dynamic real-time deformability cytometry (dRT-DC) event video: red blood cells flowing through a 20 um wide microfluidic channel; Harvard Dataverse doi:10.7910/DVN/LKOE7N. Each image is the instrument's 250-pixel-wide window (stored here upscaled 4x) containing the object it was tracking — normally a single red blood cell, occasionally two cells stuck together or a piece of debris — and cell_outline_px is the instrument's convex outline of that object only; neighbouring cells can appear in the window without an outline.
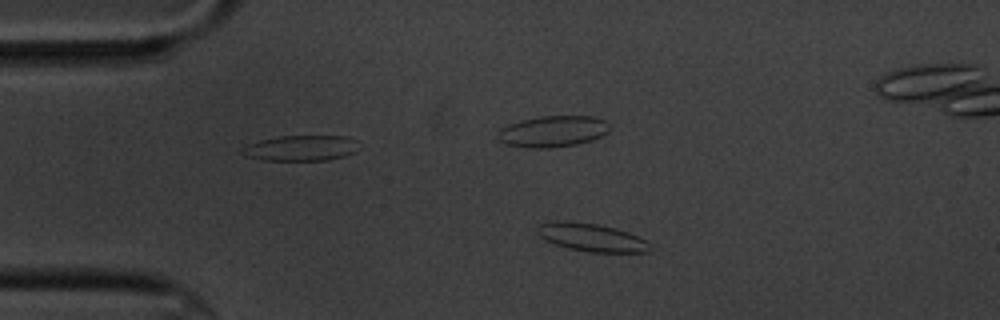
{"species": "common noctule bat (a hibernating species)", "species_latin": "Nyctalus noctula", "temperature_condition": "cold", "stored_images_in_passage": 5, "camera_frame_rate_fps": 3000, "um_per_image_px": 0.085, "animal": {"sex": "male", "body_mass_g": 20.1, "forearm_length_mm": 53.5}, "frame": {"image": 1, "passage_image": 3, "time_ms": 2.333, "image_size_px": [1000, 320], "cell_outline_px": [[652, 252], [588, 252], [568, 248], [556, 244], [540, 236], [536, 232], [536, 228], [540, 224], [556, 220], [560, 220], [596, 224], [628, 232], [648, 240], [652, 244]], "centroid_in_image_um": [50.33, 20.19], "position_along_channel_um": 34.7, "area_um2": 18.38}}